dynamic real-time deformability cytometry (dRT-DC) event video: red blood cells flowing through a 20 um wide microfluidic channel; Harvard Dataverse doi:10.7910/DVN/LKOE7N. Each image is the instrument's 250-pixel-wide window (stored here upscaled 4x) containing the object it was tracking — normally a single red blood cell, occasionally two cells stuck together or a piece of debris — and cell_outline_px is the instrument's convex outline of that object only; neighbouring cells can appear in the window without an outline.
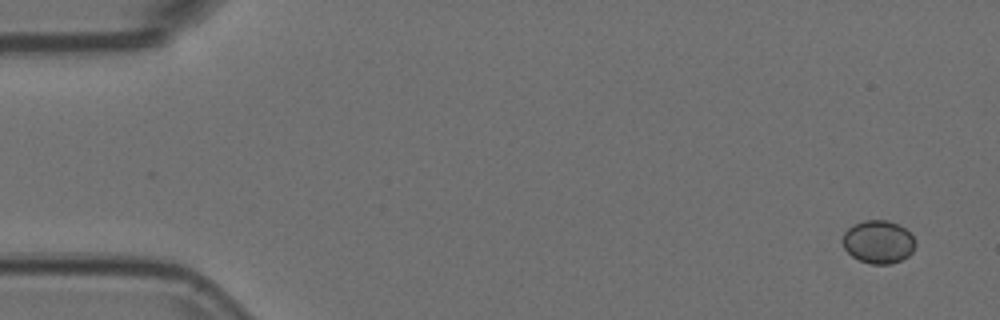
{"species": "Egyptian fruit bat (a non-hibernating species)", "species_latin": "Rousettus aegyptiacus", "temperature_condition": "room temperature", "stored_images_in_passage": 3, "camera_frame_rate_fps": 3000, "um_per_image_px": 0.085, "animal": {"sex": "female"}, "frame": {"image": 1, "passage_image": 1, "time_ms": 0.0, "image_size_px": [1000, 320], "cell_outline_px": [[916, 244], [912, 252], [908, 256], [900, 260], [888, 264], [872, 264], [860, 260], [852, 256], [844, 248], [840, 240], [844, 232], [852, 224], [864, 220], [888, 220], [900, 224], [916, 240]], "centroid_in_image_um": [74.64, 20.54], "position_along_channel_um": 10.4, "area_um2": 18.44}}